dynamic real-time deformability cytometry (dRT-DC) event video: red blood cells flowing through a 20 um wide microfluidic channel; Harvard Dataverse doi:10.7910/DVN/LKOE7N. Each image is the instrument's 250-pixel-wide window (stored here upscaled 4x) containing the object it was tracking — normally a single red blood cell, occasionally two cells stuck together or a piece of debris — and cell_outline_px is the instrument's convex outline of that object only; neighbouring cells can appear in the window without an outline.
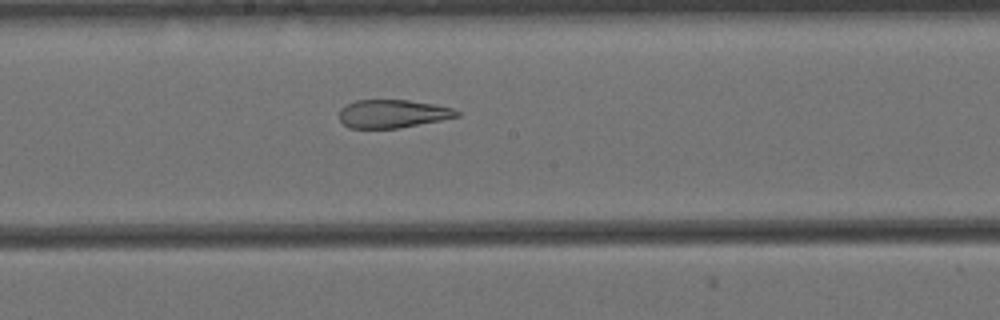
{"species": "Egyptian fruit bat (a non-hibernating species)", "species_latin": "Rousettus aegyptiacus", "temperature_condition": "cold", "stored_images_in_passage": 18, "camera_frame_rate_fps": 3000, "um_per_image_px": 0.085, "animal": {"sex": "female"}, "frame": {"image": 1, "passage_image": 15, "time_ms": 4.667, "image_size_px": [1000, 320], "cell_outline_px": [[460, 116], [400, 128], [348, 128], [340, 120], [340, 108], [356, 100], [408, 100], [436, 104], [452, 108], [460, 112]], "centroid_in_image_um": [33.38, 9.67], "position_along_channel_um": 214.8, "area_um2": 19.31}}
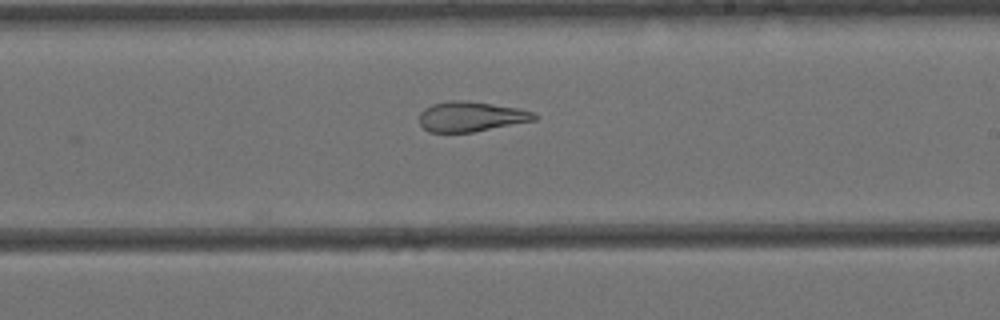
{"frame": {"image": 2, "passage_image": 18, "time_ms": 5.667, "image_size_px": [1000, 320], "cell_outline_px": [[536, 120], [472, 132], [428, 132], [420, 124], [420, 112], [424, 108], [432, 104], [452, 100], [464, 100], [520, 108], [532, 112], [536, 116]], "centroid_in_image_um": [40.01, 9.9], "position_along_channel_um": 249.0, "area_um2": 20.0}}